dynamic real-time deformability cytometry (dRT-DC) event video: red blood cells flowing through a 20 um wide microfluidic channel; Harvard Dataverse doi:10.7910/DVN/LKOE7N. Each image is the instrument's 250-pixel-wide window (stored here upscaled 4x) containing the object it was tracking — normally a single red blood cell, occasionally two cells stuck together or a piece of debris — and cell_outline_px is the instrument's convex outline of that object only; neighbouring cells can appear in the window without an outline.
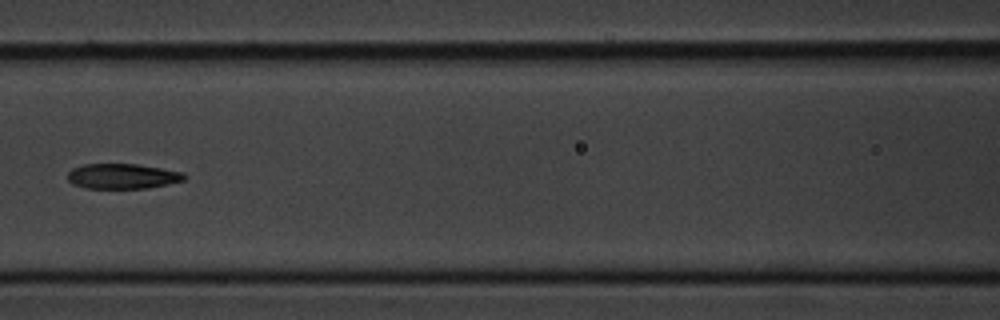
{"species": "common noctule bat (a hibernating species)", "species_latin": "Nyctalus noctula", "temperature_condition": "cold", "stored_images_in_passage": 9, "camera_frame_rate_fps": 3000, "um_per_image_px": 0.085, "animal": {"sex": "male", "body_mass_g": 20.1, "forearm_length_mm": 53.5}, "frame": {"image": 1, "passage_image": 6, "time_ms": 6.667, "image_size_px": [1000, 320], "cell_outline_px": [[188, 176], [184, 180], [168, 184], [148, 188], [84, 188], [72, 184], [68, 180], [68, 172], [72, 168], [84, 164], [136, 164], [184, 172]], "centroid_in_image_um": [10.41, 14.98], "position_along_channel_um": 156.2, "area_um2": 17.17}}
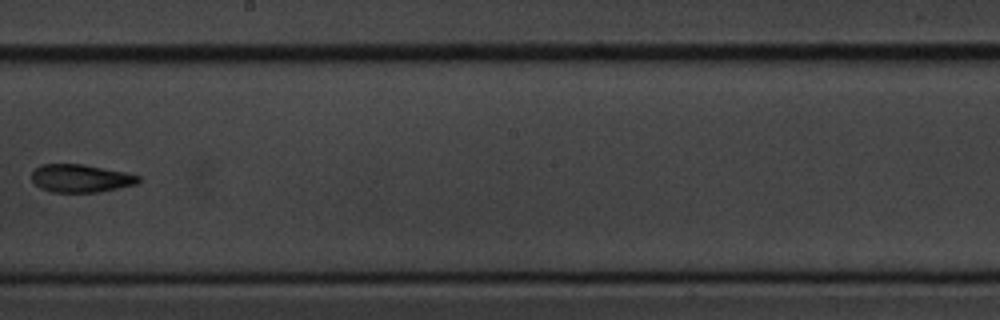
{"frame": {"image": 2, "passage_image": 8, "time_ms": 9.0, "image_size_px": [1000, 320], "cell_outline_px": [[140, 180], [136, 184], [100, 192], [52, 192], [40, 188], [32, 180], [32, 172], [40, 164], [84, 164], [124, 172], [140, 176]], "centroid_in_image_um": [6.85, 15.15], "position_along_channel_um": 241.4, "area_um2": 17.34}}
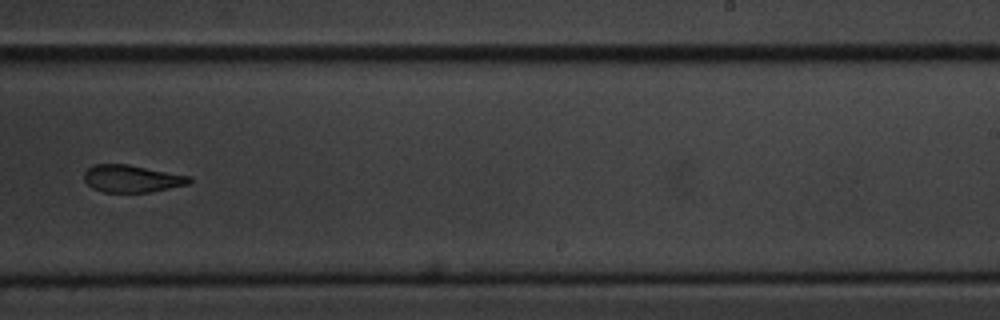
{"frame": {"image": 3, "passage_image": 9, "time_ms": 10.0, "image_size_px": [1000, 320], "cell_outline_px": [[192, 180], [188, 184], [152, 192], [104, 192], [92, 188], [84, 180], [84, 172], [88, 168], [96, 164], [128, 164], [192, 176]], "centroid_in_image_um": [11.22, 15.18], "position_along_channel_um": 277.8, "area_um2": 16.82}}